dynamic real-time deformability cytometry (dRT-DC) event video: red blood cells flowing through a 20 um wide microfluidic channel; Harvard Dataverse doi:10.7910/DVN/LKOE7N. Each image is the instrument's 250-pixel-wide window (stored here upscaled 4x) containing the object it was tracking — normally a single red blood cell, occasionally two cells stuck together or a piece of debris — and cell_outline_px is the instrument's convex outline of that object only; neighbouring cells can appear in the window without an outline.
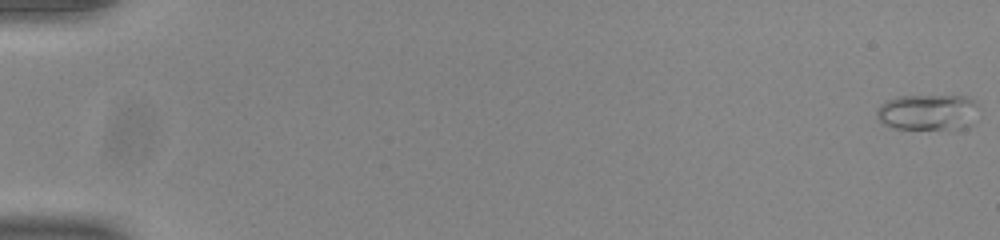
{"species": "common noctule bat (a hibernating species)", "species_latin": "Nyctalus noctula", "temperature_condition": "room temperature", "stored_images_in_passage": 54, "camera_frame_rate_fps": 3000, "um_per_image_px": 0.085, "animal": {"sex": "male", "body_mass_g": 20.0, "forearm_length_mm": 53.3}, "frame": {"image": 1, "passage_image": 1, "time_ms": 0.0, "image_size_px": [1000, 240], "cell_outline_px": [[976, 104], [972, 124], [964, 128], [892, 128], [884, 124], [876, 116], [876, 112], [880, 104], [896, 96], [968, 96]], "centroid_in_image_um": [78.82, 9.52], "position_along_channel_um": 6.2, "area_um2": 20.98}}
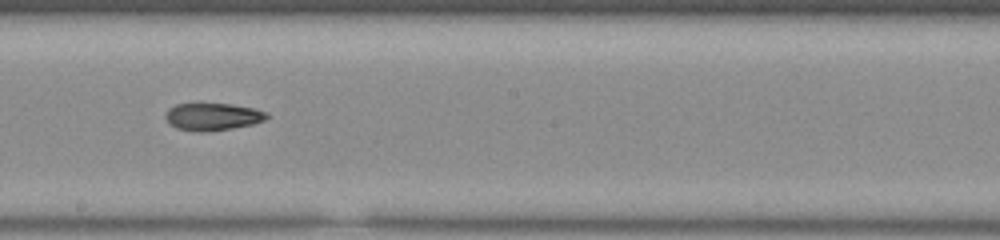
{"frame": {"image": 2, "passage_image": 32, "time_ms": 10.333, "image_size_px": [1000, 240], "cell_outline_px": [[268, 116], [264, 120], [252, 124], [232, 128], [204, 132], [196, 132], [176, 128], [168, 124], [164, 116], [168, 108], [176, 104], [196, 100], [232, 104], [256, 108], [268, 112]], "centroid_in_image_um": [18.01, 9.86], "position_along_channel_um": 230.2, "area_um2": 17.11}}
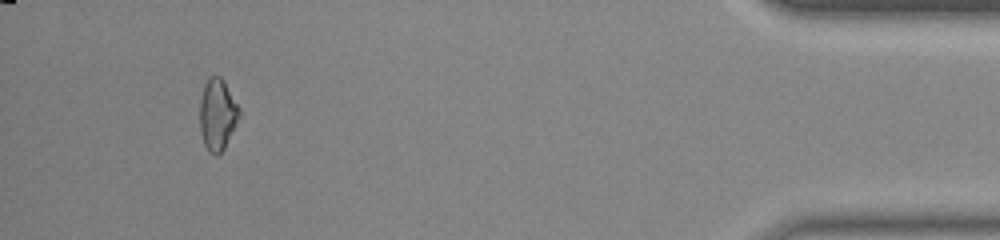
{"frame": {"image": 3, "passage_image": 51, "time_ms": 16.667, "image_size_px": [1000, 240], "cell_outline_px": [[240, 112], [236, 124], [224, 148], [216, 156], [208, 152], [204, 144], [200, 132], [200, 96], [204, 84], [208, 76], [220, 76], [224, 80], [240, 108]], "centroid_in_image_um": [18.46, 9.71], "position_along_channel_um": 416.7, "area_um2": 16.53}, "authors_computed_cell_mechanics": {"area_um2": 16.8776, "velocity_mm_per_s": 3.9173, "shape_relaxation_time_tau1_ms": null, "shape_relaxation_time_tau2_ms": 11.0544, "deformation_change_tau1": null, "deformation_change_tau2": 0.1898}}